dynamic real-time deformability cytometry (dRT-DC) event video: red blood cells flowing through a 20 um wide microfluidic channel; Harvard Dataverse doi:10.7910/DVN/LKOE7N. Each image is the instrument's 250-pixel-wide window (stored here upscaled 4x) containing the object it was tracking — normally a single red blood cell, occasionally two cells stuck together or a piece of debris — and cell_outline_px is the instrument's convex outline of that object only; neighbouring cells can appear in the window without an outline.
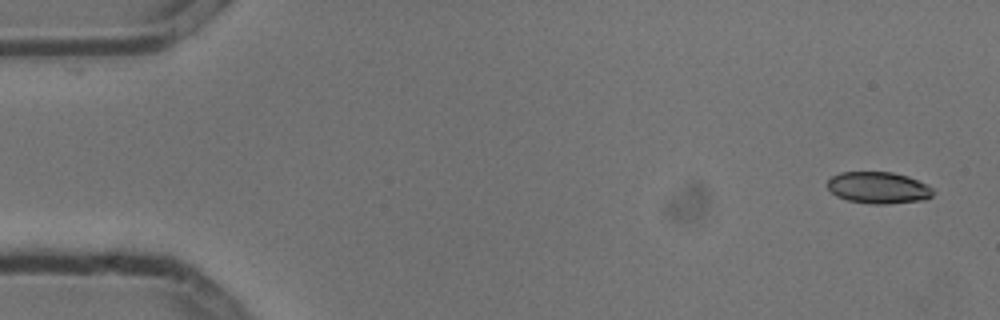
{"species": "common noctule bat (a hibernating species)", "species_latin": "Nyctalus noctula", "temperature_condition": "cold", "stored_images_in_passage": 6, "camera_frame_rate_fps": 3000, "um_per_image_px": 0.085, "animal": {"sex": "male", "body_mass_g": 13.3}, "frame": {"image": 1, "passage_image": 1, "time_ms": 0.0, "image_size_px": [1000, 320], "cell_outline_px": [[936, 192], [932, 196], [924, 200], [884, 204], [872, 204], [848, 200], [836, 196], [828, 188], [828, 180], [832, 176], [840, 172], [892, 172], [908, 176], [928, 184]], "centroid_in_image_um": [74.7, 15.95], "position_along_channel_um": 10.3, "area_um2": 19.59}}
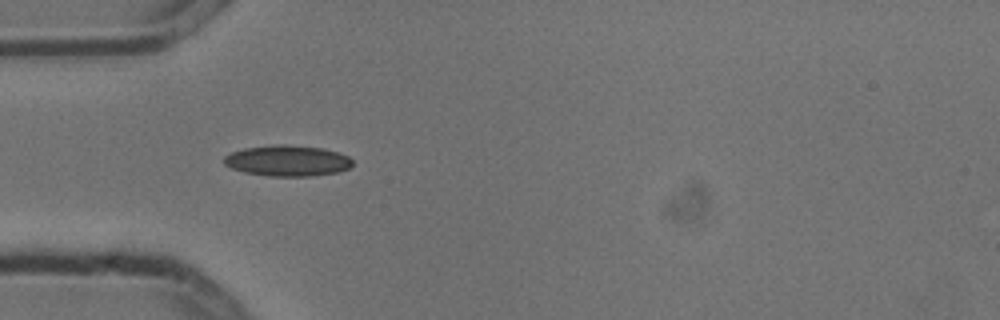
{"frame": {"image": 2, "passage_image": 5, "time_ms": 1.333, "image_size_px": [1000, 320], "cell_outline_px": [[352, 164], [348, 168], [336, 172], [312, 176], [268, 176], [244, 172], [232, 168], [224, 164], [224, 156], [232, 152], [244, 148], [276, 144], [284, 144], [324, 148], [348, 156], [352, 160]], "centroid_in_image_um": [24.42, 13.66], "position_along_channel_um": 60.6, "area_um2": 23.06}}
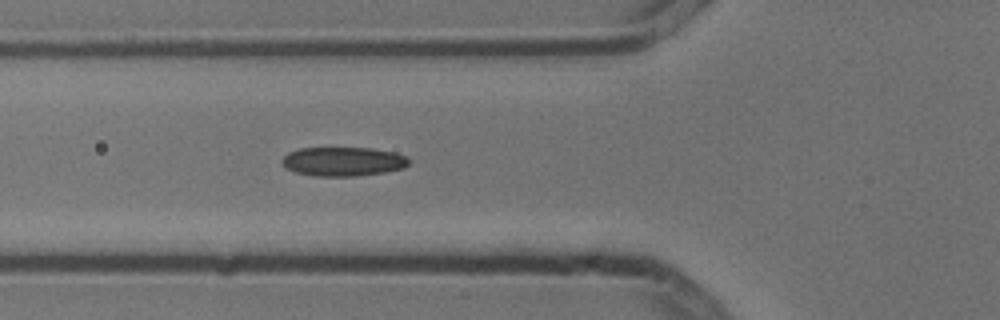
{"frame": {"image": 3, "passage_image": 6, "time_ms": 1.667, "image_size_px": [1000, 320], "cell_outline_px": [[408, 164], [404, 168], [384, 172], [356, 176], [316, 176], [296, 172], [288, 168], [280, 160], [288, 152], [300, 148], [372, 148], [396, 152], [408, 156]], "centroid_in_image_um": [29.2, 13.72], "position_along_channel_um": 96.6, "area_um2": 21.5}}